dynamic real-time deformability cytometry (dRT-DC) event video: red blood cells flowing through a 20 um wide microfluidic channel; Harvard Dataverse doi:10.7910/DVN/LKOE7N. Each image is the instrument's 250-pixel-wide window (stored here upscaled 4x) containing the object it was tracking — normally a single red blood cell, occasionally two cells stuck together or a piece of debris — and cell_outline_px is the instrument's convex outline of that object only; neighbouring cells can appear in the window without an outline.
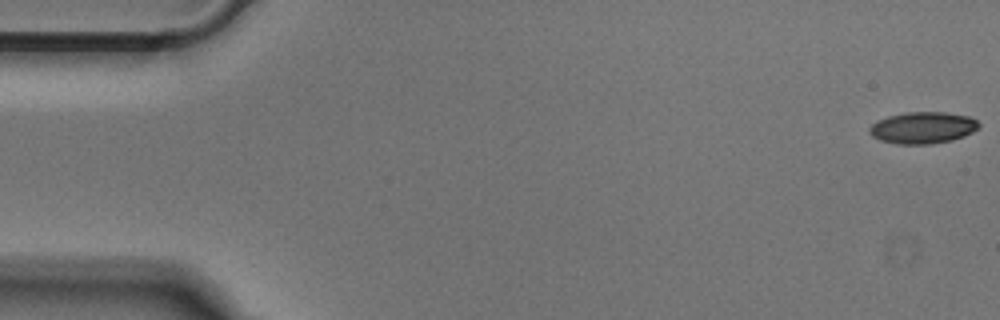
{"species": "Egyptian fruit bat (a non-hibernating species)", "species_latin": "Rousettus aegyptiacus", "temperature_condition": "cold", "stored_images_in_passage": 51, "camera_frame_rate_fps": 3000, "um_per_image_px": 0.085, "animal": {"sex": "male"}, "frame": {"image": 1, "passage_image": 1, "time_ms": 0.0, "image_size_px": [1000, 320], "cell_outline_px": [[980, 124], [972, 132], [964, 136], [952, 140], [928, 144], [896, 144], [880, 140], [872, 136], [868, 132], [868, 128], [876, 120], [888, 116], [904, 112], [948, 112], [968, 116], [976, 120]], "centroid_in_image_um": [78.39, 10.85], "position_along_channel_um": 6.6, "area_um2": 20.29}}
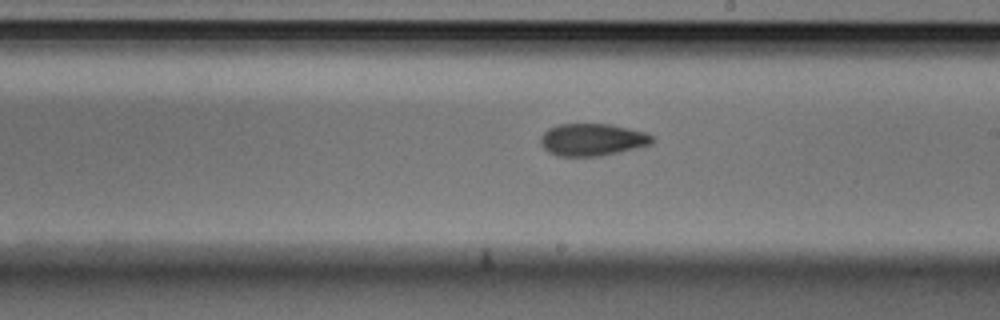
{"frame": {"image": 2, "passage_image": 29, "time_ms": 9.333, "image_size_px": [1000, 320], "cell_outline_px": [[656, 140], [652, 144], [620, 152], [600, 156], [556, 156], [548, 152], [540, 144], [540, 136], [548, 128], [556, 124], [612, 124], [644, 132], [652, 136]], "centroid_in_image_um": [50.33, 11.87], "position_along_channel_um": 238.7, "area_um2": 21.21}}
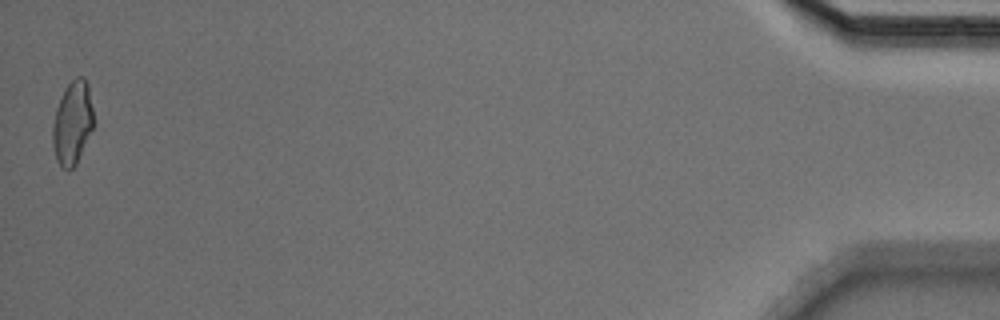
{"frame": {"image": 3, "passage_image": 51, "time_ms": 16.667, "image_size_px": [1000, 320], "cell_outline_px": [[92, 128], [76, 164], [68, 172], [60, 168], [56, 160], [52, 144], [52, 124], [56, 108], [64, 88], [76, 76], [84, 76], [88, 84], [92, 108]], "centroid_in_image_um": [6.12, 10.46], "position_along_channel_um": 429.1, "area_um2": 19.94}}